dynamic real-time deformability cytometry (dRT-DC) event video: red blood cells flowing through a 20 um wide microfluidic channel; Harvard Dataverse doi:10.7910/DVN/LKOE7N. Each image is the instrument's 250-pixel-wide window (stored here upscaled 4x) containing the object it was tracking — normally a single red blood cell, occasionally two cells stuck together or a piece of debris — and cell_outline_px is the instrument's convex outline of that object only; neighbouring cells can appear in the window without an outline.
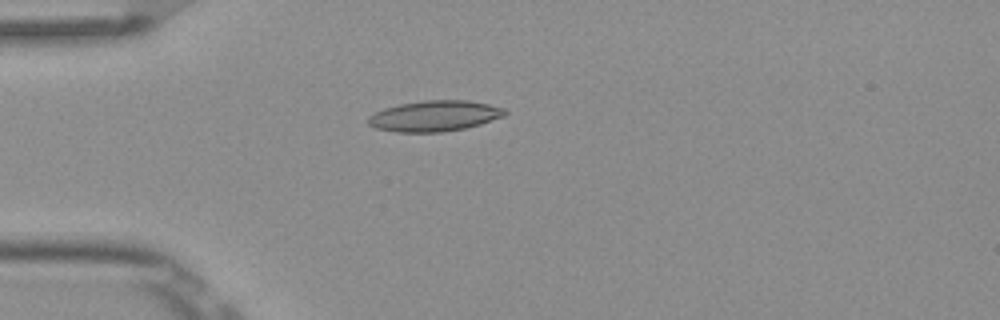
{"species": "Egyptian fruit bat (a non-hibernating species)", "species_latin": "Rousettus aegyptiacus", "temperature_condition": "room temperature", "stored_images_in_passage": 5, "camera_frame_rate_fps": 3000, "um_per_image_px": 0.085, "frame": {"image": 1, "passage_image": 3, "time_ms": 0.667, "image_size_px": [1000, 320], "cell_outline_px": [[508, 112], [504, 116], [480, 124], [464, 128], [440, 132], [396, 132], [376, 128], [368, 124], [368, 116], [384, 108], [400, 104], [424, 100], [468, 100], [488, 104], [504, 108]], "centroid_in_image_um": [36.93, 9.85], "position_along_channel_um": 48.1, "area_um2": 24.39}}
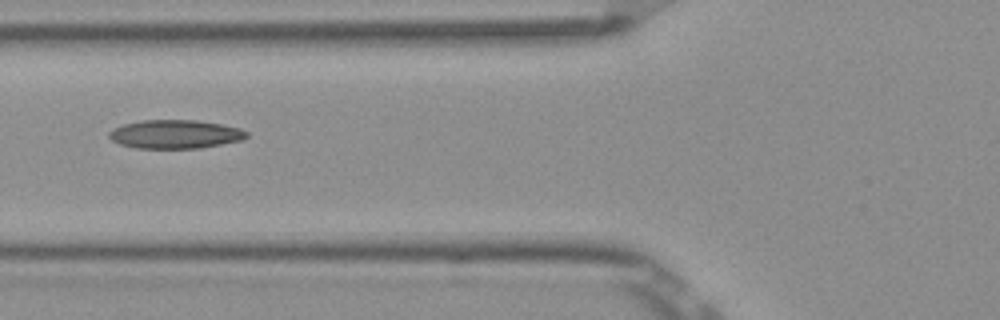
{"frame": {"image": 2, "passage_image": 5, "time_ms": 1.333, "image_size_px": [1000, 320], "cell_outline_px": [[248, 136], [244, 140], [200, 148], [136, 148], [120, 144], [112, 140], [108, 136], [108, 132], [124, 124], [140, 120], [196, 120], [220, 124], [240, 128], [248, 132]], "centroid_in_image_um": [14.92, 11.41], "position_along_channel_um": 110.9, "area_um2": 22.95}}